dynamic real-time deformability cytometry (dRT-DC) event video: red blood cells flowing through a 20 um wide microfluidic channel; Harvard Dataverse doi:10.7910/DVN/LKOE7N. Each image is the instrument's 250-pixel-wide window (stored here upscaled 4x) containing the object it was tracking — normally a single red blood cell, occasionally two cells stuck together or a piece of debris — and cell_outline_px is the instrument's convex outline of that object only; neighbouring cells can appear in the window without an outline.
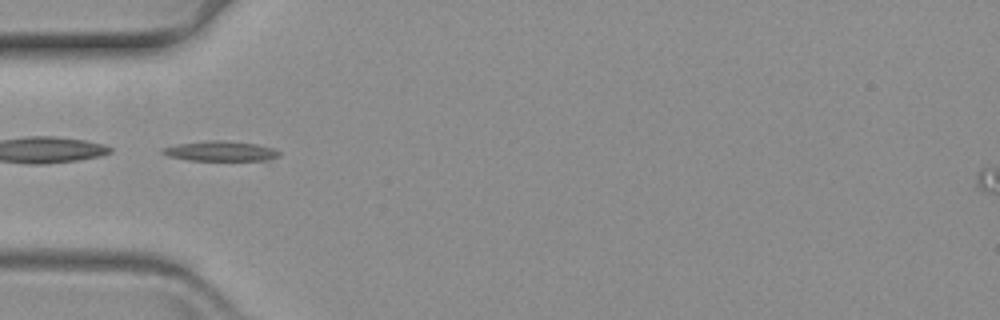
{"species": "common noctule bat (a hibernating species)", "species_latin": "Nyctalus noctula", "temperature_condition": "warm", "stored_images_in_passage": 11, "camera_frame_rate_fps": 3000, "um_per_image_px": 0.085, "animal": {"sex": "female", "body_mass_g": 19.3, "forearm_length_mm": 54.1}, "frame": {"image": 1, "passage_image": 1, "time_ms": 0.0, "image_size_px": [1000, 320], "cell_outline_px": [[280, 156], [268, 160], [192, 160], [168, 156], [160, 152], [164, 148], [180, 144], [212, 140], [220, 140], [256, 144], [272, 148], [280, 152]], "centroid_in_image_um": [18.79, 12.85], "position_along_channel_um": 66.2, "area_um2": 13.24}}